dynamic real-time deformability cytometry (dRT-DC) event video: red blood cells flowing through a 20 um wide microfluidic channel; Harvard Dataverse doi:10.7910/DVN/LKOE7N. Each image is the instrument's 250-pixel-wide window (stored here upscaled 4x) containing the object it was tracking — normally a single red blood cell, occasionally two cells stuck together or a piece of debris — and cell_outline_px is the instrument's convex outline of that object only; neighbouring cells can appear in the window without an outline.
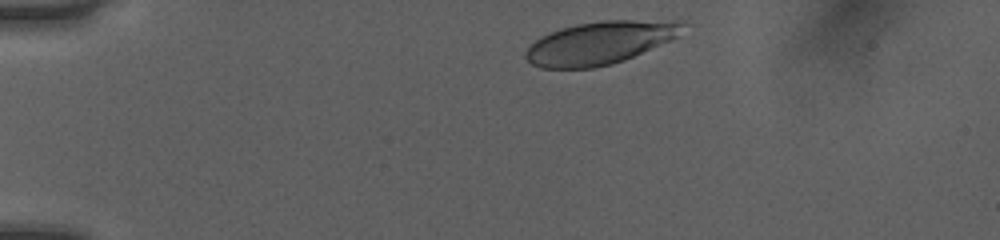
{"species": "human", "species_latin": "Homo sapiens", "temperature_condition": "room temperature", "stored_images_in_passage": 35, "camera_frame_rate_fps": 3000, "um_per_image_px": 0.085, "donor": {"sex": "female"}, "frame": {"image": 1, "passage_image": 2, "time_ms": 0.333, "image_size_px": [1000, 240], "cell_outline_px": [[684, 24], [676, 36], [668, 40], [624, 60], [612, 64], [592, 68], [540, 68], [532, 64], [524, 56], [524, 52], [540, 36], [560, 28], [576, 24], [600, 20], [684, 20]], "centroid_in_image_um": [50.94, 3.63], "position_along_channel_um": 34.1, "area_um2": 38.9}}
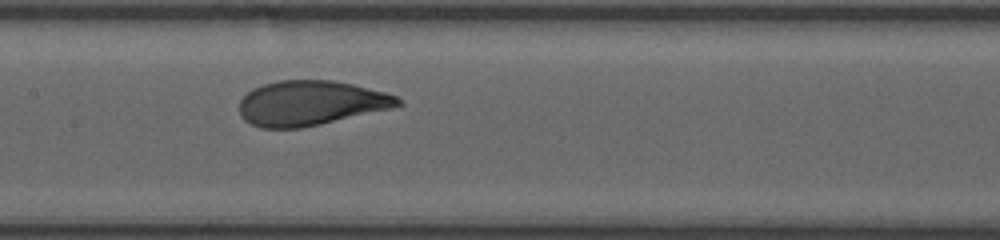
{"frame": {"image": 2, "passage_image": 18, "time_ms": 5.667, "image_size_px": [1000, 240], "cell_outline_px": [[404, 104], [392, 108], [320, 124], [300, 128], [260, 128], [244, 120], [240, 116], [240, 100], [252, 88], [264, 84], [280, 80], [332, 80], [352, 84], [384, 92], [396, 96]], "centroid_in_image_um": [26.38, 8.76], "position_along_channel_um": 181.0, "area_um2": 41.21}}
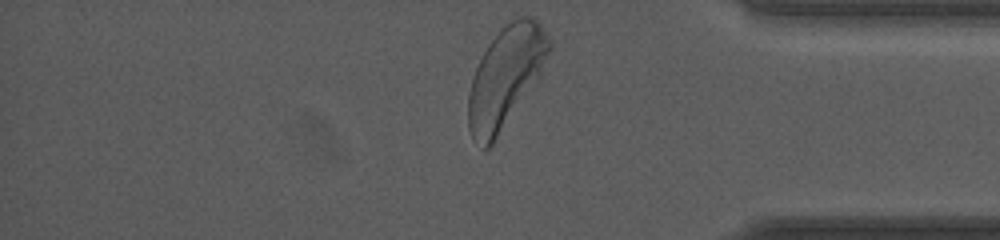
{"frame": {"image": 3, "passage_image": 35, "time_ms": 11.333, "image_size_px": [1000, 240], "cell_outline_px": [[552, 48], [540, 72], [492, 144], [488, 148], [484, 148], [472, 140], [468, 128], [468, 96], [472, 76], [488, 44], [500, 28], [512, 20], [520, 16], [532, 16], [540, 20], [552, 40]], "centroid_in_image_um": [42.97, 6.47], "position_along_channel_um": 392.2, "area_um2": 46.82}, "authors_computed_cell_mechanics": {"area_um2": 41.9628, "velocity_mm_per_s": 3.9998, "shape_relaxation_time_tau1_ms": 2.3668, "shape_relaxation_time_tau2_ms": null, "deformation_change_tau1": 0.1608, "deformation_change_tau2": null}}